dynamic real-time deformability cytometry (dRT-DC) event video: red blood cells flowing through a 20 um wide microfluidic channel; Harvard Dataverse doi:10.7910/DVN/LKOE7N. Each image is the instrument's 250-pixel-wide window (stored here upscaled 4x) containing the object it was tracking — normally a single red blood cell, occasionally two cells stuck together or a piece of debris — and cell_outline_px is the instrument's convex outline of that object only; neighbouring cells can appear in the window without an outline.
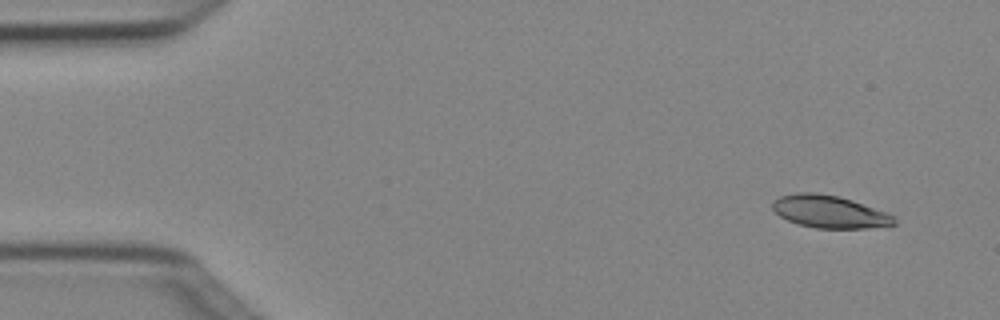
{"species": "Egyptian fruit bat (a non-hibernating species)", "species_latin": "Rousettus aegyptiacus", "temperature_condition": "cold", "stored_images_in_passage": 5, "camera_frame_rate_fps": 3000, "um_per_image_px": 0.085, "animal": {"sex": "female"}, "frame": {"image": 1, "passage_image": 1, "time_ms": 0.0, "image_size_px": [1000, 320], "cell_outline_px": [[896, 224], [864, 228], [816, 228], [800, 224], [788, 220], [780, 216], [772, 208], [772, 204], [780, 196], [796, 192], [816, 192], [836, 196], [852, 200], [896, 216]], "centroid_in_image_um": [70.51, 17.99], "position_along_channel_um": 14.5, "area_um2": 22.77}}